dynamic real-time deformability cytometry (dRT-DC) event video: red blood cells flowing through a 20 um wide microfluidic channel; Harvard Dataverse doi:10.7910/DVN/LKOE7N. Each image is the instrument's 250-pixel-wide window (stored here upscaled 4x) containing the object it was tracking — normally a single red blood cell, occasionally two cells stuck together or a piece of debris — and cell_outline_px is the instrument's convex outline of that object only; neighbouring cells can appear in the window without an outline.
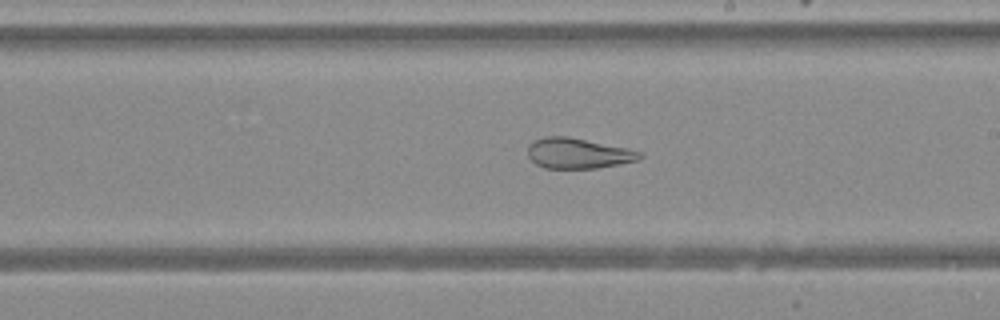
{"species": "Egyptian fruit bat (a non-hibernating species)", "species_latin": "Rousettus aegyptiacus", "temperature_condition": "warm", "stored_images_in_passage": 38, "camera_frame_rate_fps": 3000, "um_per_image_px": 0.085, "animal": {"sex": "female"}, "frame": {"image": 1, "passage_image": 18, "time_ms": 5.667, "image_size_px": [1000, 320], "cell_outline_px": [[644, 156], [640, 160], [620, 164], [596, 168], [544, 168], [536, 164], [528, 156], [528, 144], [544, 136], [568, 136], [628, 148], [640, 152]], "centroid_in_image_um": [49.15, 13.03], "position_along_channel_um": 239.8, "area_um2": 19.94}}
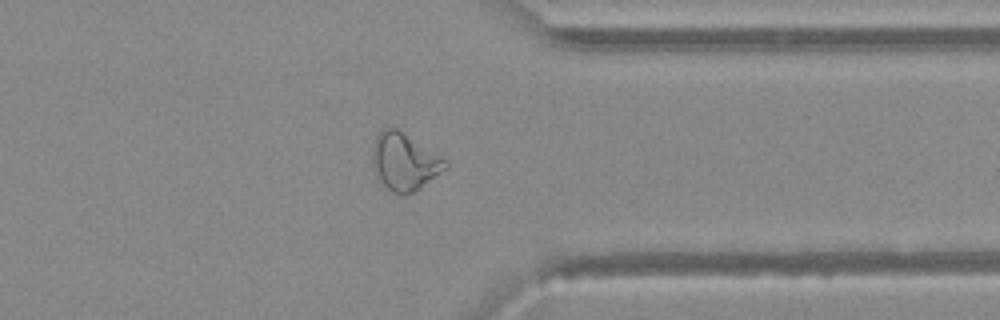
{"frame": {"image": 2, "passage_image": 28, "time_ms": 9.0, "image_size_px": [1000, 320], "cell_outline_px": [[448, 168], [416, 192], [404, 196], [392, 192], [384, 184], [372, 160], [372, 156], [376, 136], [384, 128], [396, 128], [440, 156], [448, 164]], "centroid_in_image_um": [34.42, 13.78], "position_along_channel_um": 377.0, "area_um2": 23.7}}
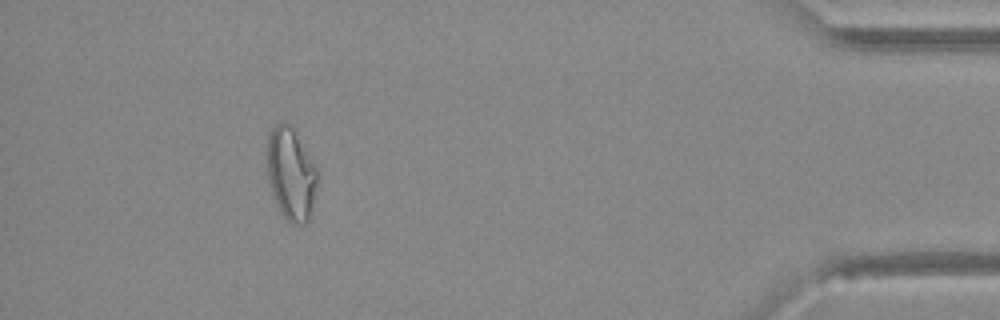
{"frame": {"image": 3, "passage_image": 34, "time_ms": 11.0, "image_size_px": [1000, 320], "cell_outline_px": [[316, 184], [312, 208], [308, 220], [304, 224], [292, 224], [280, 212], [272, 192], [268, 176], [268, 136], [272, 128], [276, 124], [284, 120], [292, 124], [316, 168]], "centroid_in_image_um": [24.72, 14.74], "position_along_channel_um": 410.5, "area_um2": 26.7}}